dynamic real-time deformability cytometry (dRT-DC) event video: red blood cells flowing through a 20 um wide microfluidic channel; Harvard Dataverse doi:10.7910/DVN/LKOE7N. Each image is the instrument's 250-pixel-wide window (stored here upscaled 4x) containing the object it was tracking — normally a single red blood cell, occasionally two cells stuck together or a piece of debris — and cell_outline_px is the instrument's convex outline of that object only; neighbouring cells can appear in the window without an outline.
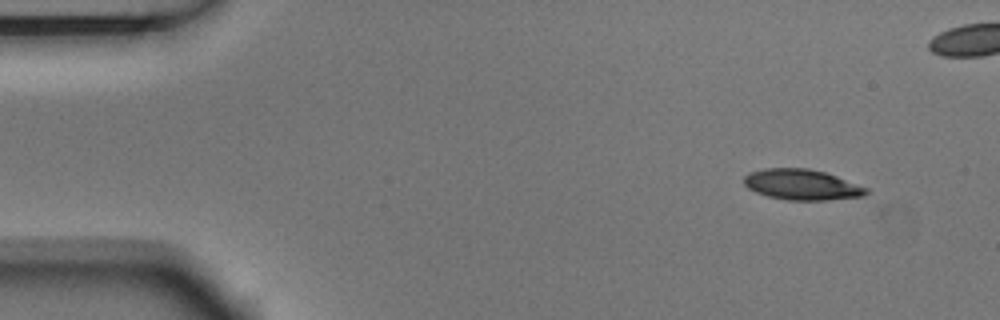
{"species": "Egyptian fruit bat (a non-hibernating species)", "species_latin": "Rousettus aegyptiacus", "temperature_condition": "room temperature", "stored_images_in_passage": 4, "camera_frame_rate_fps": 3000, "um_per_image_px": 0.085, "animal": {"sex": "male"}, "frame": {"image": 1, "passage_image": 1, "time_ms": 0.0, "image_size_px": [1000, 320], "cell_outline_px": [[868, 192], [864, 196], [824, 200], [788, 200], [768, 196], [756, 192], [748, 188], [744, 184], [744, 176], [748, 172], [764, 168], [808, 168], [824, 172], [836, 176], [868, 188]], "centroid_in_image_um": [68.13, 15.69], "position_along_channel_um": 16.9, "area_um2": 21.73}}